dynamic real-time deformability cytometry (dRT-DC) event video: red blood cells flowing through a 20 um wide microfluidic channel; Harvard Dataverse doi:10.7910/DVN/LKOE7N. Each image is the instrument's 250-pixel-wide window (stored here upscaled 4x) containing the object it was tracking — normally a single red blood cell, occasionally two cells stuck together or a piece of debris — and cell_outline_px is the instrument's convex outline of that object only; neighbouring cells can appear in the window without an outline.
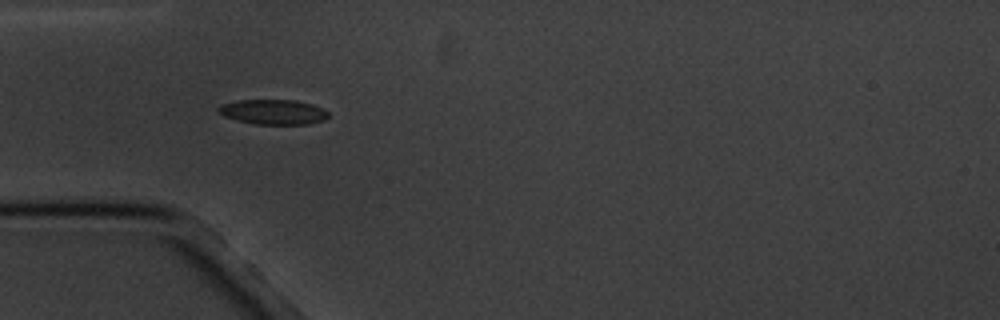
{"species": "common noctule bat (a hibernating species)", "species_latin": "Nyctalus noctula", "temperature_condition": "cold", "stored_images_in_passage": 2, "camera_frame_rate_fps": 3000, "um_per_image_px": 0.085, "animal": {"sex": "male", "body_mass_g": 20.1, "forearm_length_mm": 53.5}, "frame": {"image": 1, "passage_image": 1, "time_ms": 0.0, "image_size_px": [1000, 320], "cell_outline_px": [[328, 116], [324, 120], [308, 124], [252, 124], [236, 120], [224, 116], [216, 112], [216, 108], [220, 104], [236, 100], [296, 100], [312, 104], [328, 112]], "centroid_in_image_um": [23.15, 9.51], "position_along_channel_um": 61.8, "area_um2": 16.13}}
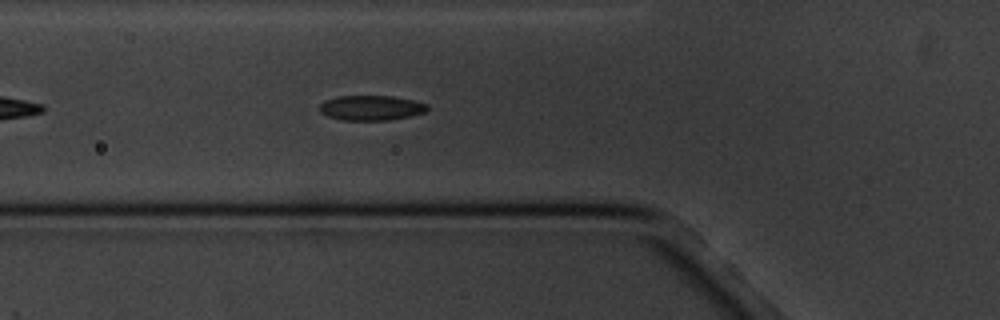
{"frame": {"image": 2, "passage_image": 2, "time_ms": 1.0, "image_size_px": [1000, 320], "cell_outline_px": [[428, 108], [424, 112], [408, 116], [388, 120], [340, 120], [328, 116], [320, 112], [320, 104], [324, 100], [336, 96], [392, 96], [412, 100], [428, 104]], "centroid_in_image_um": [31.5, 9.16], "position_along_channel_um": 94.3, "area_um2": 15.61}}